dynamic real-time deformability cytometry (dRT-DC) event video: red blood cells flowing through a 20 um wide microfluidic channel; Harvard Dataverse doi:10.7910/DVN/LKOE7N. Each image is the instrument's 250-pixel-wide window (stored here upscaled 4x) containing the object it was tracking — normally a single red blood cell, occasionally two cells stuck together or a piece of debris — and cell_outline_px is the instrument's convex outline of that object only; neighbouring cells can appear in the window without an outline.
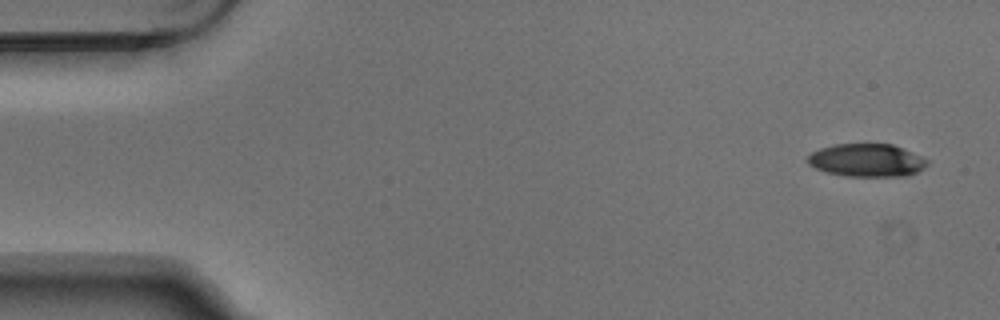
{"species": "Egyptian fruit bat (a non-hibernating species)", "species_latin": "Rousettus aegyptiacus", "temperature_condition": "warm", "stored_images_in_passage": 6, "camera_frame_rate_fps": 3000, "um_per_image_px": 0.085, "animal": {"sex": "male"}, "frame": {"image": 1, "passage_image": 1, "time_ms": 0.0, "image_size_px": [1000, 320], "cell_outline_px": [[928, 164], [924, 168], [908, 176], [848, 176], [828, 172], [816, 168], [808, 164], [808, 156], [812, 152], [820, 148], [836, 144], [892, 144], [912, 152], [928, 160]], "centroid_in_image_um": [73.69, 13.62], "position_along_channel_um": 11.3, "area_um2": 22.77}}
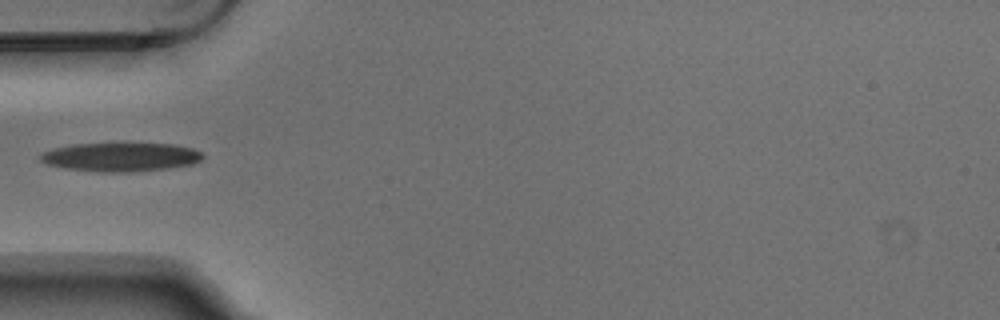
{"frame": {"image": 2, "passage_image": 5, "time_ms": 1.333, "image_size_px": [1000, 320], "cell_outline_px": [[204, 156], [200, 160], [192, 164], [168, 168], [132, 172], [100, 172], [64, 168], [44, 164], [36, 156], [40, 152], [52, 148], [72, 144], [120, 140], [172, 144], [192, 148], [200, 152]], "centroid_in_image_um": [10.17, 13.29], "position_along_channel_um": 74.8, "area_um2": 28.78}}
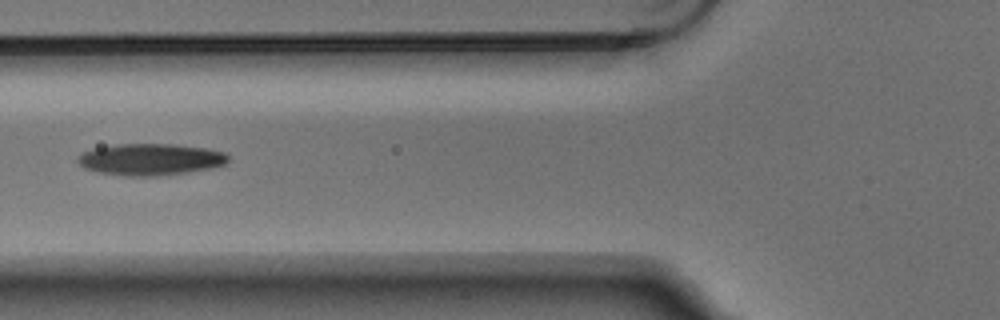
{"frame": {"image": 3, "passage_image": 6, "time_ms": 1.667, "image_size_px": [1000, 320], "cell_outline_px": [[228, 160], [224, 164], [208, 168], [184, 172], [152, 176], [128, 176], [100, 172], [84, 168], [76, 160], [76, 156], [84, 152], [96, 148], [116, 144], [176, 144], [208, 148], [224, 152], [228, 156]], "centroid_in_image_um": [12.76, 13.53], "position_along_channel_um": 113.0, "area_um2": 27.46}}